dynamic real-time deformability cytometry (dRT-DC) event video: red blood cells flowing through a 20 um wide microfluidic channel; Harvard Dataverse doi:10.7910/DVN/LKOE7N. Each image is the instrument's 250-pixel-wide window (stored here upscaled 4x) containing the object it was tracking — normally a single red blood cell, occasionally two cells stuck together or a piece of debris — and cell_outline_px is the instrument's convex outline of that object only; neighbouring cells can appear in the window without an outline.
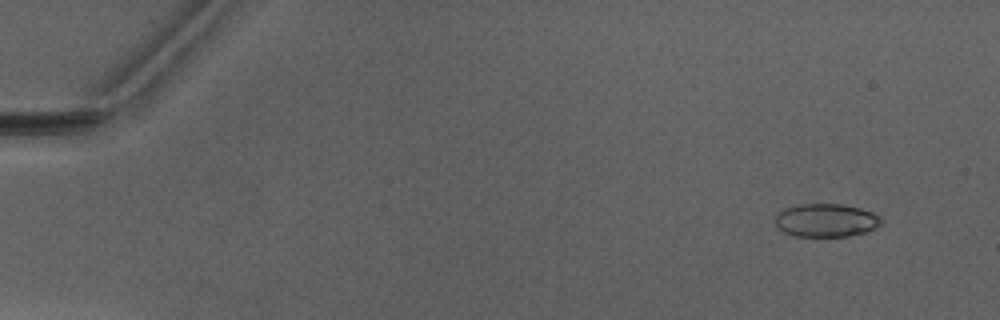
{"species": "Egyptian fruit bat (a non-hibernating species)", "species_latin": "Rousettus aegyptiacus", "temperature_condition": "warm", "stored_images_in_passage": 5, "camera_frame_rate_fps": 3000, "um_per_image_px": 0.085, "animal": {"sex": "male"}, "frame": {"image": 1, "passage_image": 2, "time_ms": 1.0, "image_size_px": [1000, 320], "cell_outline_px": [[880, 224], [864, 232], [848, 236], [792, 236], [784, 232], [776, 224], [776, 216], [784, 208], [800, 204], [840, 204], [860, 208], [872, 212], [880, 216]], "centroid_in_image_um": [70.19, 18.72], "position_along_channel_um": 14.8, "area_um2": 20.23}}